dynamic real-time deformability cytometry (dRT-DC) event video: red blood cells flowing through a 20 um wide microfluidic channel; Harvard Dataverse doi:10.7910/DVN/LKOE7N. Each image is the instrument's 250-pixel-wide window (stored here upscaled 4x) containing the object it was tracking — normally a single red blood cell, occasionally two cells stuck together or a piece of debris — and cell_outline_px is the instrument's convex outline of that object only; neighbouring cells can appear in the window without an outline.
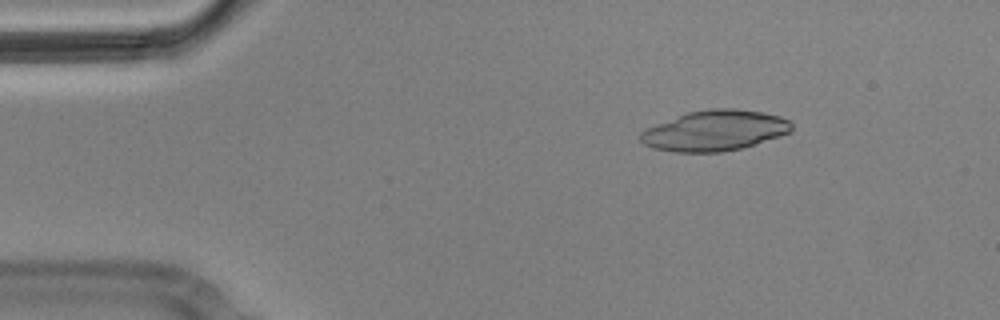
{"species": "Egyptian fruit bat (a non-hibernating species)", "species_latin": "Rousettus aegyptiacus", "temperature_condition": "cold", "stored_images_in_passage": 5, "camera_frame_rate_fps": 3000, "um_per_image_px": 0.085, "animal": {"sex": "male"}, "frame": {"image": 1, "passage_image": 2, "time_ms": 0.333, "image_size_px": [1000, 320], "cell_outline_px": [[792, 132], [780, 136], [740, 148], [720, 152], [676, 152], [652, 148], [644, 144], [640, 140], [640, 132], [648, 128], [688, 112], [712, 108], [736, 108], [764, 112], [780, 116], [788, 120], [792, 124]], "centroid_in_image_um": [60.78, 11.09], "position_along_channel_um": 24.2, "area_um2": 35.43}}